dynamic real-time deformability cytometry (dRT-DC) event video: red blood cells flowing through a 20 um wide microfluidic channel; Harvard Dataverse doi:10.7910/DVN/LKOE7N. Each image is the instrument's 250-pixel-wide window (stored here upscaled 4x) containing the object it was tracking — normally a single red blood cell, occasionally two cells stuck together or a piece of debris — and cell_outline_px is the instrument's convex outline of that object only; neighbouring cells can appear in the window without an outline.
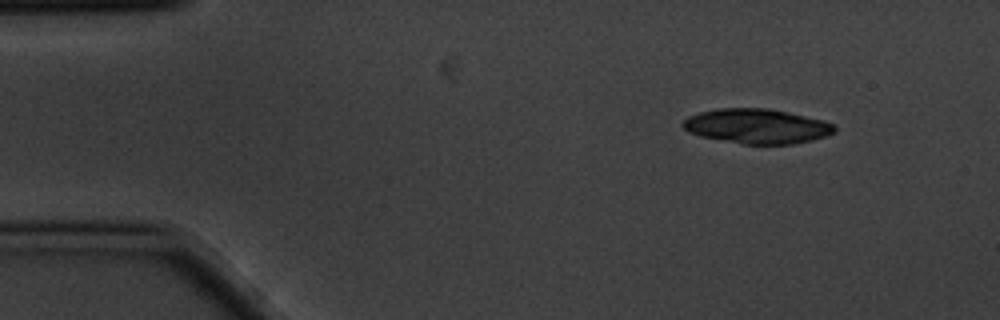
{"species": "common noctule bat (a hibernating species)", "species_latin": "Nyctalus noctula", "temperature_condition": "cold", "stored_images_in_passage": 5, "segment_of_instrument_passage": [2, 2], "camera_frame_rate_fps": 3000, "um_per_image_px": 0.085, "animal": {"sex": "male", "body_mass_g": 20.1, "forearm_length_mm": 53.5}, "frame": {"image": 1, "passage_image": 5, "time_ms": 1.333, "image_size_px": [1000, 320], "cell_outline_px": [[836, 132], [812, 140], [792, 144], [744, 144], [700, 136], [688, 132], [680, 124], [688, 116], [700, 112], [720, 108], [768, 108], [788, 112], [824, 120], [836, 124]], "centroid_in_image_um": [64.35, 10.72], "position_along_channel_um": 20.6, "area_um2": 30.75}}